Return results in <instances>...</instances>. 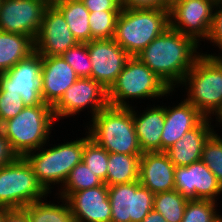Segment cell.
<instances>
[{
  "label": "cell",
  "mask_w": 222,
  "mask_h": 222,
  "mask_svg": "<svg viewBox=\"0 0 222 222\" xmlns=\"http://www.w3.org/2000/svg\"><path fill=\"white\" fill-rule=\"evenodd\" d=\"M200 45L170 26L155 38L137 57L164 83L175 90L203 53ZM198 50V51H197ZM201 50V52H200Z\"/></svg>",
  "instance_id": "cell-1"
},
{
  "label": "cell",
  "mask_w": 222,
  "mask_h": 222,
  "mask_svg": "<svg viewBox=\"0 0 222 222\" xmlns=\"http://www.w3.org/2000/svg\"><path fill=\"white\" fill-rule=\"evenodd\" d=\"M89 120L82 127L109 153L143 154L135 132L133 106L108 105Z\"/></svg>",
  "instance_id": "cell-2"
},
{
  "label": "cell",
  "mask_w": 222,
  "mask_h": 222,
  "mask_svg": "<svg viewBox=\"0 0 222 222\" xmlns=\"http://www.w3.org/2000/svg\"><path fill=\"white\" fill-rule=\"evenodd\" d=\"M78 138L73 141L70 140V142L64 140V143L61 142L57 145L50 144L48 141L44 146L24 156L31 165L38 181L50 194L52 192L54 194L52 190L55 186L59 190L70 171L82 162L85 137L80 138L79 136Z\"/></svg>",
  "instance_id": "cell-3"
},
{
  "label": "cell",
  "mask_w": 222,
  "mask_h": 222,
  "mask_svg": "<svg viewBox=\"0 0 222 222\" xmlns=\"http://www.w3.org/2000/svg\"><path fill=\"white\" fill-rule=\"evenodd\" d=\"M175 92L176 90H171L138 57H129L122 72L108 90V101L112 106L132 107L134 100H140V104L146 98L154 102L159 98L166 99Z\"/></svg>",
  "instance_id": "cell-4"
},
{
  "label": "cell",
  "mask_w": 222,
  "mask_h": 222,
  "mask_svg": "<svg viewBox=\"0 0 222 222\" xmlns=\"http://www.w3.org/2000/svg\"><path fill=\"white\" fill-rule=\"evenodd\" d=\"M56 120L50 105L25 106L15 117L0 125L18 157H24L50 141Z\"/></svg>",
  "instance_id": "cell-5"
},
{
  "label": "cell",
  "mask_w": 222,
  "mask_h": 222,
  "mask_svg": "<svg viewBox=\"0 0 222 222\" xmlns=\"http://www.w3.org/2000/svg\"><path fill=\"white\" fill-rule=\"evenodd\" d=\"M169 26V10L122 8L117 18L113 40L130 57H137Z\"/></svg>",
  "instance_id": "cell-6"
},
{
  "label": "cell",
  "mask_w": 222,
  "mask_h": 222,
  "mask_svg": "<svg viewBox=\"0 0 222 222\" xmlns=\"http://www.w3.org/2000/svg\"><path fill=\"white\" fill-rule=\"evenodd\" d=\"M179 87H184V94L187 92L184 98L205 118L211 119L222 105L221 62L202 53Z\"/></svg>",
  "instance_id": "cell-7"
},
{
  "label": "cell",
  "mask_w": 222,
  "mask_h": 222,
  "mask_svg": "<svg viewBox=\"0 0 222 222\" xmlns=\"http://www.w3.org/2000/svg\"><path fill=\"white\" fill-rule=\"evenodd\" d=\"M48 194L24 157L0 168V207L21 209Z\"/></svg>",
  "instance_id": "cell-8"
},
{
  "label": "cell",
  "mask_w": 222,
  "mask_h": 222,
  "mask_svg": "<svg viewBox=\"0 0 222 222\" xmlns=\"http://www.w3.org/2000/svg\"><path fill=\"white\" fill-rule=\"evenodd\" d=\"M108 105V90L94 79L80 77L64 92L52 109L55 120L59 123L65 117L75 118L74 116L86 110L91 114L88 117L90 119Z\"/></svg>",
  "instance_id": "cell-9"
},
{
  "label": "cell",
  "mask_w": 222,
  "mask_h": 222,
  "mask_svg": "<svg viewBox=\"0 0 222 222\" xmlns=\"http://www.w3.org/2000/svg\"><path fill=\"white\" fill-rule=\"evenodd\" d=\"M217 0H175L169 10L170 27L199 45L209 38ZM201 41V42H200Z\"/></svg>",
  "instance_id": "cell-10"
},
{
  "label": "cell",
  "mask_w": 222,
  "mask_h": 222,
  "mask_svg": "<svg viewBox=\"0 0 222 222\" xmlns=\"http://www.w3.org/2000/svg\"><path fill=\"white\" fill-rule=\"evenodd\" d=\"M111 222H142L153 210L154 194L138 181L108 186Z\"/></svg>",
  "instance_id": "cell-11"
},
{
  "label": "cell",
  "mask_w": 222,
  "mask_h": 222,
  "mask_svg": "<svg viewBox=\"0 0 222 222\" xmlns=\"http://www.w3.org/2000/svg\"><path fill=\"white\" fill-rule=\"evenodd\" d=\"M41 69L42 56L34 51L9 71L0 73V91L19 93L26 106L43 104Z\"/></svg>",
  "instance_id": "cell-12"
},
{
  "label": "cell",
  "mask_w": 222,
  "mask_h": 222,
  "mask_svg": "<svg viewBox=\"0 0 222 222\" xmlns=\"http://www.w3.org/2000/svg\"><path fill=\"white\" fill-rule=\"evenodd\" d=\"M50 3L51 0H1L0 31L26 35L34 41Z\"/></svg>",
  "instance_id": "cell-13"
},
{
  "label": "cell",
  "mask_w": 222,
  "mask_h": 222,
  "mask_svg": "<svg viewBox=\"0 0 222 222\" xmlns=\"http://www.w3.org/2000/svg\"><path fill=\"white\" fill-rule=\"evenodd\" d=\"M77 43L62 13L50 3L34 40L35 51L41 56H62Z\"/></svg>",
  "instance_id": "cell-14"
},
{
  "label": "cell",
  "mask_w": 222,
  "mask_h": 222,
  "mask_svg": "<svg viewBox=\"0 0 222 222\" xmlns=\"http://www.w3.org/2000/svg\"><path fill=\"white\" fill-rule=\"evenodd\" d=\"M87 48L92 66L91 79L109 90L130 56L113 39L91 40Z\"/></svg>",
  "instance_id": "cell-15"
},
{
  "label": "cell",
  "mask_w": 222,
  "mask_h": 222,
  "mask_svg": "<svg viewBox=\"0 0 222 222\" xmlns=\"http://www.w3.org/2000/svg\"><path fill=\"white\" fill-rule=\"evenodd\" d=\"M175 190L188 199L217 202L222 186L216 176L201 160L184 167H175Z\"/></svg>",
  "instance_id": "cell-16"
},
{
  "label": "cell",
  "mask_w": 222,
  "mask_h": 222,
  "mask_svg": "<svg viewBox=\"0 0 222 222\" xmlns=\"http://www.w3.org/2000/svg\"><path fill=\"white\" fill-rule=\"evenodd\" d=\"M67 201L75 222H111L112 209L105 183L73 192Z\"/></svg>",
  "instance_id": "cell-17"
},
{
  "label": "cell",
  "mask_w": 222,
  "mask_h": 222,
  "mask_svg": "<svg viewBox=\"0 0 222 222\" xmlns=\"http://www.w3.org/2000/svg\"><path fill=\"white\" fill-rule=\"evenodd\" d=\"M79 76L62 56H42L41 96L53 107Z\"/></svg>",
  "instance_id": "cell-18"
},
{
  "label": "cell",
  "mask_w": 222,
  "mask_h": 222,
  "mask_svg": "<svg viewBox=\"0 0 222 222\" xmlns=\"http://www.w3.org/2000/svg\"><path fill=\"white\" fill-rule=\"evenodd\" d=\"M175 166L165 152H145L139 162V182L153 194L175 189Z\"/></svg>",
  "instance_id": "cell-19"
},
{
  "label": "cell",
  "mask_w": 222,
  "mask_h": 222,
  "mask_svg": "<svg viewBox=\"0 0 222 222\" xmlns=\"http://www.w3.org/2000/svg\"><path fill=\"white\" fill-rule=\"evenodd\" d=\"M182 100V101H181ZM173 106L165 104V123L161 135V152H165L205 117L185 98ZM175 104V105H174Z\"/></svg>",
  "instance_id": "cell-20"
},
{
  "label": "cell",
  "mask_w": 222,
  "mask_h": 222,
  "mask_svg": "<svg viewBox=\"0 0 222 222\" xmlns=\"http://www.w3.org/2000/svg\"><path fill=\"white\" fill-rule=\"evenodd\" d=\"M213 123L211 119L204 118L165 151L175 167L188 166L201 160L204 145L215 132L211 125Z\"/></svg>",
  "instance_id": "cell-21"
},
{
  "label": "cell",
  "mask_w": 222,
  "mask_h": 222,
  "mask_svg": "<svg viewBox=\"0 0 222 222\" xmlns=\"http://www.w3.org/2000/svg\"><path fill=\"white\" fill-rule=\"evenodd\" d=\"M152 105H148L142 111H138L136 105L133 106L134 127L142 153L161 152V135L165 123V104Z\"/></svg>",
  "instance_id": "cell-22"
},
{
  "label": "cell",
  "mask_w": 222,
  "mask_h": 222,
  "mask_svg": "<svg viewBox=\"0 0 222 222\" xmlns=\"http://www.w3.org/2000/svg\"><path fill=\"white\" fill-rule=\"evenodd\" d=\"M51 3L62 13L78 43H88L92 40L90 12L81 0H51Z\"/></svg>",
  "instance_id": "cell-23"
},
{
  "label": "cell",
  "mask_w": 222,
  "mask_h": 222,
  "mask_svg": "<svg viewBox=\"0 0 222 222\" xmlns=\"http://www.w3.org/2000/svg\"><path fill=\"white\" fill-rule=\"evenodd\" d=\"M34 51V41L29 36L0 31V73L9 71Z\"/></svg>",
  "instance_id": "cell-24"
},
{
  "label": "cell",
  "mask_w": 222,
  "mask_h": 222,
  "mask_svg": "<svg viewBox=\"0 0 222 222\" xmlns=\"http://www.w3.org/2000/svg\"><path fill=\"white\" fill-rule=\"evenodd\" d=\"M54 198L55 201L52 202L51 200L47 201L46 197L25 206L23 209L30 222H75L67 199L57 197L56 194ZM60 202L62 203L60 204Z\"/></svg>",
  "instance_id": "cell-25"
},
{
  "label": "cell",
  "mask_w": 222,
  "mask_h": 222,
  "mask_svg": "<svg viewBox=\"0 0 222 222\" xmlns=\"http://www.w3.org/2000/svg\"><path fill=\"white\" fill-rule=\"evenodd\" d=\"M141 155L109 153L106 185L112 186L138 181Z\"/></svg>",
  "instance_id": "cell-26"
},
{
  "label": "cell",
  "mask_w": 222,
  "mask_h": 222,
  "mask_svg": "<svg viewBox=\"0 0 222 222\" xmlns=\"http://www.w3.org/2000/svg\"><path fill=\"white\" fill-rule=\"evenodd\" d=\"M103 183L82 161L70 171L63 186L59 190L55 188L54 194L67 199L73 192L90 189Z\"/></svg>",
  "instance_id": "cell-27"
},
{
  "label": "cell",
  "mask_w": 222,
  "mask_h": 222,
  "mask_svg": "<svg viewBox=\"0 0 222 222\" xmlns=\"http://www.w3.org/2000/svg\"><path fill=\"white\" fill-rule=\"evenodd\" d=\"M188 200L175 189L165 191L154 194L153 209L159 212L167 222H181Z\"/></svg>",
  "instance_id": "cell-28"
},
{
  "label": "cell",
  "mask_w": 222,
  "mask_h": 222,
  "mask_svg": "<svg viewBox=\"0 0 222 222\" xmlns=\"http://www.w3.org/2000/svg\"><path fill=\"white\" fill-rule=\"evenodd\" d=\"M219 204L212 200L189 199L181 222H221Z\"/></svg>",
  "instance_id": "cell-29"
},
{
  "label": "cell",
  "mask_w": 222,
  "mask_h": 222,
  "mask_svg": "<svg viewBox=\"0 0 222 222\" xmlns=\"http://www.w3.org/2000/svg\"><path fill=\"white\" fill-rule=\"evenodd\" d=\"M82 161L105 184L108 169L109 152L94 142L86 132Z\"/></svg>",
  "instance_id": "cell-30"
},
{
  "label": "cell",
  "mask_w": 222,
  "mask_h": 222,
  "mask_svg": "<svg viewBox=\"0 0 222 222\" xmlns=\"http://www.w3.org/2000/svg\"><path fill=\"white\" fill-rule=\"evenodd\" d=\"M120 11H94L89 14L92 40L113 39Z\"/></svg>",
  "instance_id": "cell-31"
},
{
  "label": "cell",
  "mask_w": 222,
  "mask_h": 222,
  "mask_svg": "<svg viewBox=\"0 0 222 222\" xmlns=\"http://www.w3.org/2000/svg\"><path fill=\"white\" fill-rule=\"evenodd\" d=\"M201 161L208 166L222 186V135L214 132L204 145Z\"/></svg>",
  "instance_id": "cell-32"
},
{
  "label": "cell",
  "mask_w": 222,
  "mask_h": 222,
  "mask_svg": "<svg viewBox=\"0 0 222 222\" xmlns=\"http://www.w3.org/2000/svg\"><path fill=\"white\" fill-rule=\"evenodd\" d=\"M62 57L80 77L91 78L92 66L87 43H77L69 48Z\"/></svg>",
  "instance_id": "cell-33"
},
{
  "label": "cell",
  "mask_w": 222,
  "mask_h": 222,
  "mask_svg": "<svg viewBox=\"0 0 222 222\" xmlns=\"http://www.w3.org/2000/svg\"><path fill=\"white\" fill-rule=\"evenodd\" d=\"M25 106L19 93L0 91V125L19 114Z\"/></svg>",
  "instance_id": "cell-34"
},
{
  "label": "cell",
  "mask_w": 222,
  "mask_h": 222,
  "mask_svg": "<svg viewBox=\"0 0 222 222\" xmlns=\"http://www.w3.org/2000/svg\"><path fill=\"white\" fill-rule=\"evenodd\" d=\"M213 47H218L217 52H222V0H217L215 9L213 23L210 31L209 38L206 40Z\"/></svg>",
  "instance_id": "cell-35"
},
{
  "label": "cell",
  "mask_w": 222,
  "mask_h": 222,
  "mask_svg": "<svg viewBox=\"0 0 222 222\" xmlns=\"http://www.w3.org/2000/svg\"><path fill=\"white\" fill-rule=\"evenodd\" d=\"M124 9H161L170 10L169 0H121Z\"/></svg>",
  "instance_id": "cell-36"
},
{
  "label": "cell",
  "mask_w": 222,
  "mask_h": 222,
  "mask_svg": "<svg viewBox=\"0 0 222 222\" xmlns=\"http://www.w3.org/2000/svg\"><path fill=\"white\" fill-rule=\"evenodd\" d=\"M89 12L121 11V0H81Z\"/></svg>",
  "instance_id": "cell-37"
},
{
  "label": "cell",
  "mask_w": 222,
  "mask_h": 222,
  "mask_svg": "<svg viewBox=\"0 0 222 222\" xmlns=\"http://www.w3.org/2000/svg\"><path fill=\"white\" fill-rule=\"evenodd\" d=\"M18 158V155L13 151L9 140L0 130V168L4 167Z\"/></svg>",
  "instance_id": "cell-38"
},
{
  "label": "cell",
  "mask_w": 222,
  "mask_h": 222,
  "mask_svg": "<svg viewBox=\"0 0 222 222\" xmlns=\"http://www.w3.org/2000/svg\"><path fill=\"white\" fill-rule=\"evenodd\" d=\"M2 222H30L28 215L23 208L6 209Z\"/></svg>",
  "instance_id": "cell-39"
},
{
  "label": "cell",
  "mask_w": 222,
  "mask_h": 222,
  "mask_svg": "<svg viewBox=\"0 0 222 222\" xmlns=\"http://www.w3.org/2000/svg\"><path fill=\"white\" fill-rule=\"evenodd\" d=\"M142 222H167V221L162 217V215L159 212L153 209L142 220Z\"/></svg>",
  "instance_id": "cell-40"
},
{
  "label": "cell",
  "mask_w": 222,
  "mask_h": 222,
  "mask_svg": "<svg viewBox=\"0 0 222 222\" xmlns=\"http://www.w3.org/2000/svg\"><path fill=\"white\" fill-rule=\"evenodd\" d=\"M214 116H215V125H213L212 124V126H213V128H215L214 129V131L215 132H217V130H216V127L218 126V125H221L222 126V105H221V107L218 109V111L213 115V117L211 118V120L212 121H214L213 119H214ZM215 126V127H214Z\"/></svg>",
  "instance_id": "cell-41"
},
{
  "label": "cell",
  "mask_w": 222,
  "mask_h": 222,
  "mask_svg": "<svg viewBox=\"0 0 222 222\" xmlns=\"http://www.w3.org/2000/svg\"><path fill=\"white\" fill-rule=\"evenodd\" d=\"M208 52H204L203 54L208 55V56H212V57H216L222 64V52H219L218 54H216L215 52L212 54H210V52L207 54Z\"/></svg>",
  "instance_id": "cell-42"
},
{
  "label": "cell",
  "mask_w": 222,
  "mask_h": 222,
  "mask_svg": "<svg viewBox=\"0 0 222 222\" xmlns=\"http://www.w3.org/2000/svg\"><path fill=\"white\" fill-rule=\"evenodd\" d=\"M5 210H6L5 208L0 207V222H2V220H3V218H4V211H5Z\"/></svg>",
  "instance_id": "cell-43"
}]
</instances>
